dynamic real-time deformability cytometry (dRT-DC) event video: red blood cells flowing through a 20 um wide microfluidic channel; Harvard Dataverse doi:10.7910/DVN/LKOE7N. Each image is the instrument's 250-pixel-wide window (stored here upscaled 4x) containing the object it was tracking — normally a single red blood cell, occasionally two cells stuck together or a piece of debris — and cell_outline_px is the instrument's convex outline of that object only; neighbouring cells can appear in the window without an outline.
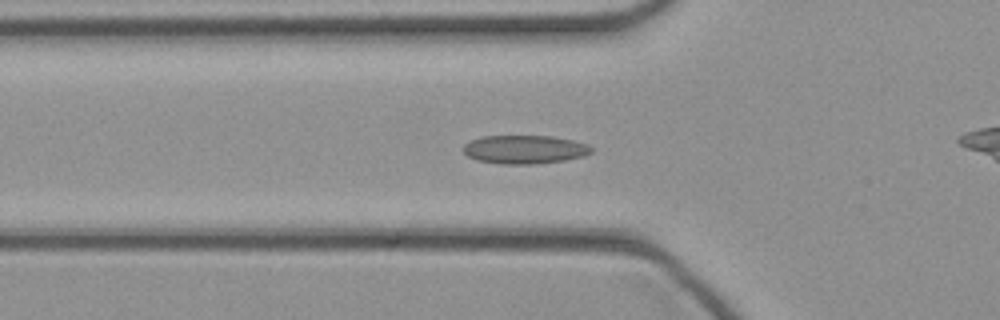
{"species": "common noctule bat (a hibernating species)", "species_latin": "Nyctalus noctula", "temperature_condition": "cold", "stored_images_in_passage": 46, "camera_frame_rate_fps": 3000, "um_per_image_px": 0.085, "animal": {"sex": "female", "body_mass_g": 21.9}, "frame": {"image": 1, "passage_image": 15, "time_ms": 4.667, "image_size_px": [1000, 320], "cell_outline_px": [[592, 152], [584, 156], [564, 160], [536, 164], [500, 164], [476, 160], [468, 156], [464, 152], [464, 144], [468, 140], [480, 136], [552, 136], [572, 140], [588, 144], [592, 148]], "centroid_in_image_um": [44.57, 12.7], "position_along_channel_um": 81.2, "area_um2": 21.44}}
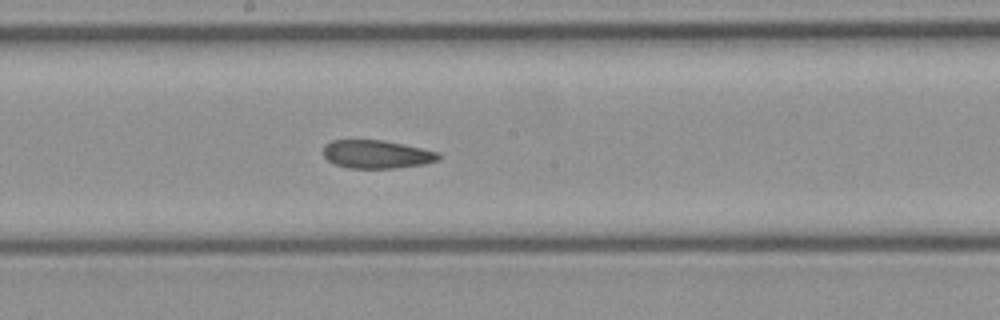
{"frame": {"image": 2, "passage_image": 24, "time_ms": 7.667, "image_size_px": [1000, 320], "cell_outline_px": [[440, 160], [424, 164], [396, 168], [348, 168], [336, 164], [328, 160], [324, 156], [324, 144], [332, 140], [384, 140], [440, 152]], "centroid_in_image_um": [32.04, 13.11], "position_along_channel_um": 216.2, "area_um2": 19.02}}
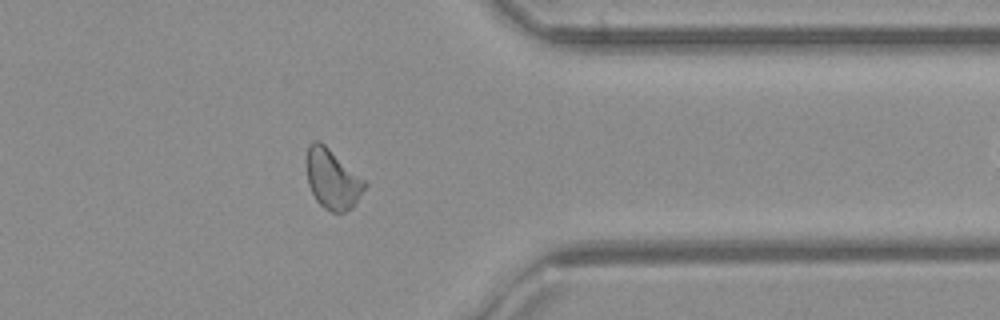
{"frame": {"image": 3, "passage_image": 36, "time_ms": 11.667, "image_size_px": [1000, 320], "cell_outline_px": [[368, 184], [352, 208], [344, 212], [332, 212], [324, 208], [316, 200], [308, 184], [304, 164], [304, 160], [308, 144], [312, 140], [320, 140], [368, 180]], "centroid_in_image_um": [28.25, 15.16], "position_along_channel_um": 383.2, "area_um2": 21.15}}